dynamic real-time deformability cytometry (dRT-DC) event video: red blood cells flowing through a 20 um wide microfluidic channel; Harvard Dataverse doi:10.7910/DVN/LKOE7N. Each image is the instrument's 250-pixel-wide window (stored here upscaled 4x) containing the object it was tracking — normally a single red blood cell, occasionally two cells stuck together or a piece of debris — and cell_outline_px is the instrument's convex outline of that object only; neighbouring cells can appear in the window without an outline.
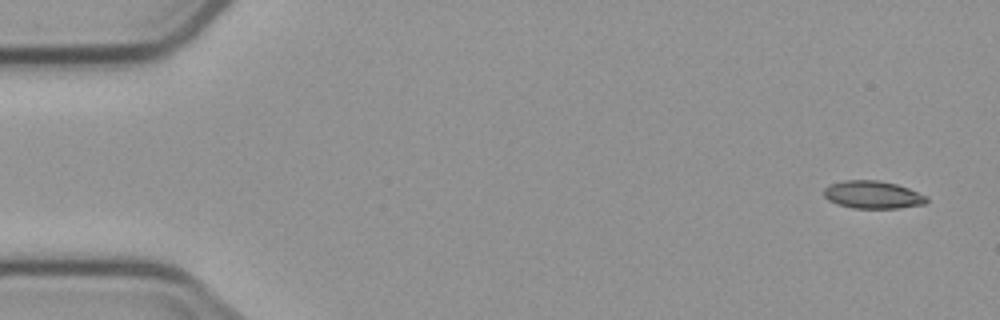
{"species": "common noctule bat (a hibernating species)", "species_latin": "Nyctalus noctula", "temperature_condition": "cold", "stored_images_in_passage": 6, "segment_of_instrument_passage": [1, 2], "camera_frame_rate_fps": 3000, "um_per_image_px": 0.085, "animal": {"sex": "male", "body_mass_g": 23.1, "forearm_length_mm": 52.7}, "frame": {"image": 1, "passage_image": 1, "time_ms": 0.0, "image_size_px": [1000, 320], "cell_outline_px": [[928, 200], [924, 204], [900, 208], [852, 208], [836, 204], [828, 200], [824, 196], [824, 188], [828, 184], [844, 180], [876, 180], [896, 184], [908, 188], [928, 196]], "centroid_in_image_um": [74.16, 16.55], "position_along_channel_um": 10.8, "area_um2": 16.7}}
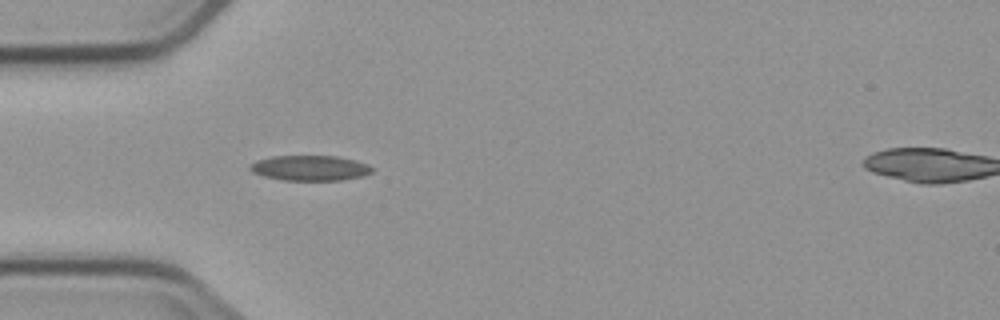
{"frame": {"image": 2, "passage_image": 5, "time_ms": 4.667, "image_size_px": [1000, 320], "cell_outline_px": [[372, 172], [360, 176], [340, 180], [284, 180], [264, 176], [252, 172], [248, 168], [248, 164], [256, 160], [272, 156], [336, 156], [368, 164], [372, 168]], "centroid_in_image_um": [26.28, 14.27], "position_along_channel_um": 58.7, "area_um2": 17.8}}